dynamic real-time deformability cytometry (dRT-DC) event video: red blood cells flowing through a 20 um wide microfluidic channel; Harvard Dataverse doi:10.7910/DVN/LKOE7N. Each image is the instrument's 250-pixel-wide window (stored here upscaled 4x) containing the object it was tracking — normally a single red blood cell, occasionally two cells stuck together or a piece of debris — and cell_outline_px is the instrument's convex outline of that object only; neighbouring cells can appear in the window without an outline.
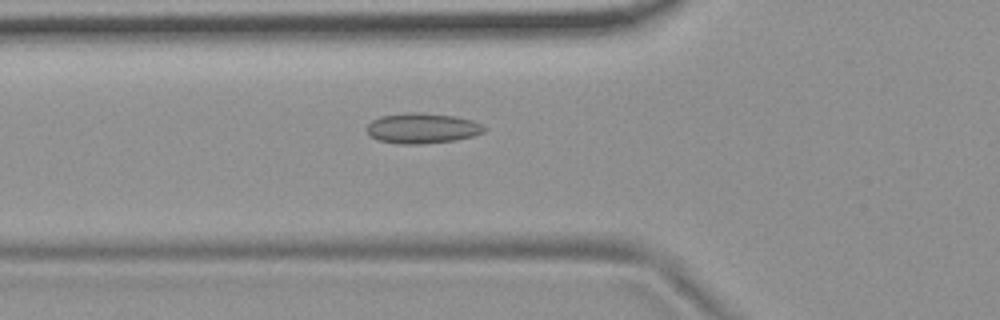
{"species": "common noctule bat (a hibernating species)", "species_latin": "Nyctalus noctula", "temperature_condition": "room temperature", "stored_images_in_passage": 43, "camera_frame_rate_fps": 3000, "um_per_image_px": 0.085, "animal": {"sex": "female", "body_mass_g": 19.9}, "frame": {"image": 1, "passage_image": 8, "time_ms": 2.333, "image_size_px": [1000, 320], "cell_outline_px": [[484, 132], [472, 136], [456, 140], [420, 144], [400, 144], [380, 140], [368, 136], [364, 128], [372, 120], [380, 116], [408, 112], [420, 112], [456, 116], [472, 120], [484, 124]], "centroid_in_image_um": [35.86, 10.89], "position_along_channel_um": 89.9, "area_um2": 20.98}}
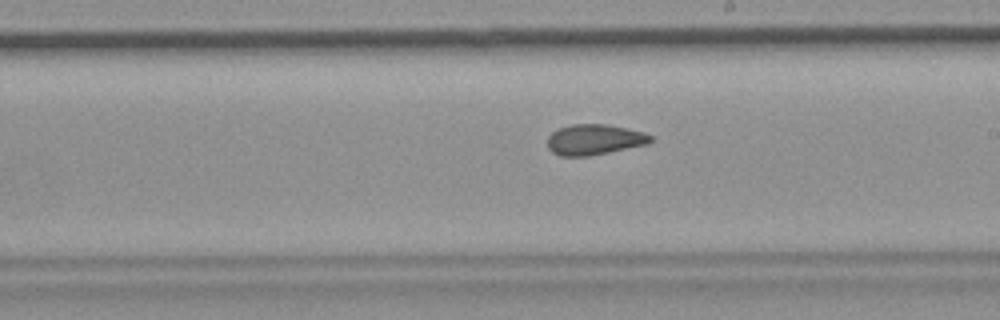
{"frame": {"image": 2, "passage_image": 20, "time_ms": 6.333, "image_size_px": [1000, 320], "cell_outline_px": [[652, 140], [648, 144], [588, 156], [560, 156], [552, 152], [548, 148], [548, 136], [552, 132], [560, 128], [572, 124], [604, 124], [628, 128], [644, 132], [652, 136]], "centroid_in_image_um": [50.52, 11.86], "position_along_channel_um": 238.5, "area_um2": 18.32}}
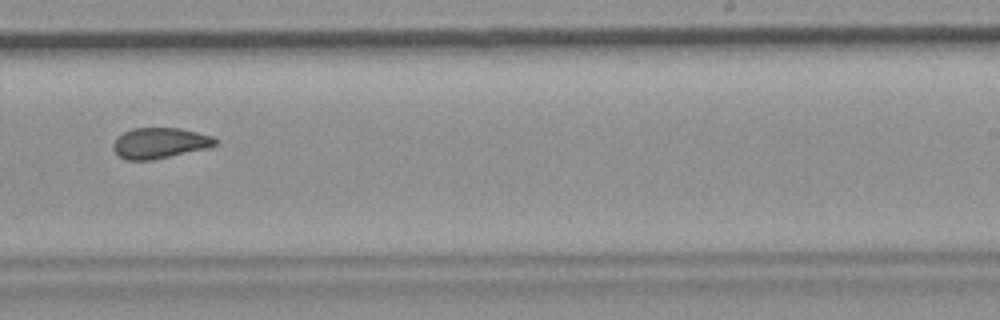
{"frame": {"image": 3, "passage_image": 23, "time_ms": 7.333, "image_size_px": [1000, 320], "cell_outline_px": [[220, 140], [216, 144], [204, 148], [152, 160], [128, 160], [120, 156], [112, 148], [112, 144], [116, 136], [132, 128], [180, 128], [212, 136]], "centroid_in_image_um": [13.54, 12.14], "position_along_channel_um": 275.5, "area_um2": 18.09}, "authors_computed_cell_mechanics": {"area_um2": 18.9006, "velocity_mm_per_s": 3.719, "shape_relaxation_time_tau1_ms": null, "shape_relaxation_time_tau2_ms": 1.8338, "deformation_change_tau1": null, "deformation_change_tau2": 0.0755}}